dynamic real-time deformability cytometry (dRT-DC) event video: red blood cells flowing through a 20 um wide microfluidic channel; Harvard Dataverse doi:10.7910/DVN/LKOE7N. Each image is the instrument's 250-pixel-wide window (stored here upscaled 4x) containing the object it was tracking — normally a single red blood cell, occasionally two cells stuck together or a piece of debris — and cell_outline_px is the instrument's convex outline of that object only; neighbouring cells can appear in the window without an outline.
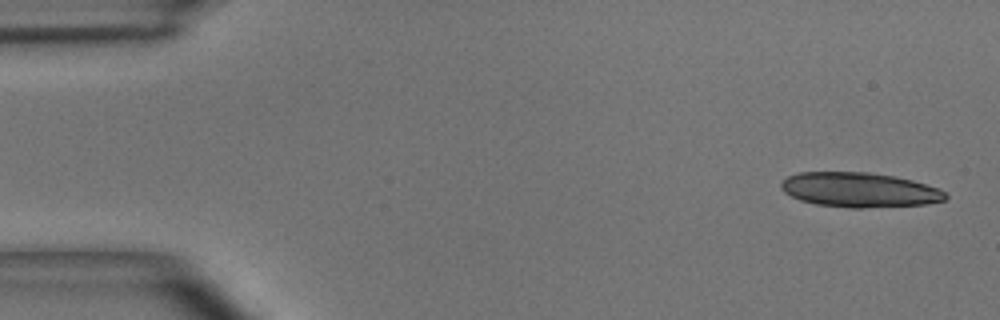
{"species": "common noctule bat (a hibernating species)", "species_latin": "Nyctalus noctula", "temperature_condition": "room temperature", "stored_images_in_passage": 5, "camera_frame_rate_fps": 3000, "um_per_image_px": 0.085, "animal": {"sex": "male", "body_mass_g": 15.6}, "frame": {"image": 1, "passage_image": 1, "time_ms": 0.0, "image_size_px": [1000, 320], "cell_outline_px": [[948, 196], [944, 200], [928, 204], [860, 208], [848, 208], [816, 204], [800, 200], [784, 192], [780, 188], [780, 184], [788, 176], [800, 172], [868, 172], [892, 176], [912, 180], [940, 188]], "centroid_in_image_um": [73.05, 16.14], "position_along_channel_um": 12.0, "area_um2": 33.23}}